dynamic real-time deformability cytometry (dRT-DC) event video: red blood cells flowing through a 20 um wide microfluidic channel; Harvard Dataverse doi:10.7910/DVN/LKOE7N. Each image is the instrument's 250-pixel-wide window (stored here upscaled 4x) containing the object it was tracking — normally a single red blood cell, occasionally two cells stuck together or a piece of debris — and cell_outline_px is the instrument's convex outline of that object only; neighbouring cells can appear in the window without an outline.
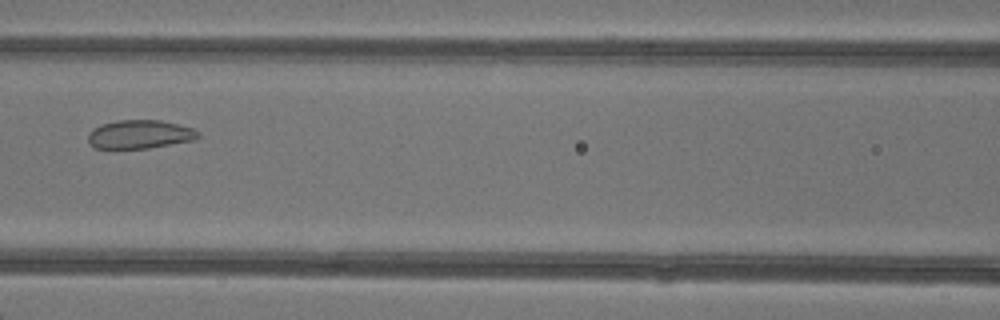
{"species": "common noctule bat (a hibernating species)", "species_latin": "Nyctalus noctula", "temperature_condition": "warm", "stored_images_in_passage": 6, "camera_frame_rate_fps": 3000, "um_per_image_px": 0.085, "animal": {"sex": "female"}, "frame": {"image": 1, "passage_image": 6, "time_ms": 6.667, "image_size_px": [1000, 320], "cell_outline_px": [[200, 136], [196, 140], [148, 148], [96, 148], [88, 144], [88, 132], [92, 128], [100, 124], [116, 120], [160, 120], [192, 128], [200, 132]], "centroid_in_image_um": [11.86, 11.41], "position_along_channel_um": 154.7, "area_um2": 18.5}}